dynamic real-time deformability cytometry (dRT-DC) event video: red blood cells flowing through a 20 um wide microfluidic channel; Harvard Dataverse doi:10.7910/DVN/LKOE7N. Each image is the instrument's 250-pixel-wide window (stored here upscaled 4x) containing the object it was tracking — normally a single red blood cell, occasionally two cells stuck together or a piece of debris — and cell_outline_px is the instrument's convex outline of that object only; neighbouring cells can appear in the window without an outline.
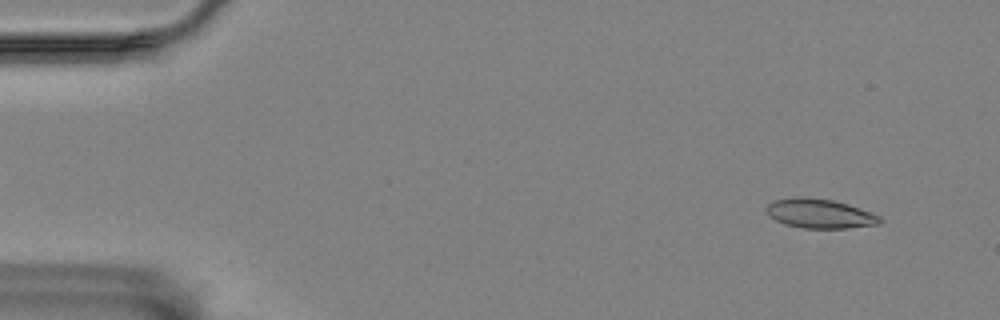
{"species": "Egyptian fruit bat (a non-hibernating species)", "species_latin": "Rousettus aegyptiacus", "temperature_condition": "room temperature", "stored_images_in_passage": 56, "camera_frame_rate_fps": 3000, "um_per_image_px": 0.085, "animal": {"sex": "female"}, "frame": {"image": 1, "passage_image": 4, "time_ms": 1.0, "image_size_px": [1000, 320], "cell_outline_px": [[880, 224], [848, 228], [804, 228], [784, 224], [768, 216], [768, 204], [776, 200], [792, 196], [800, 196], [832, 200], [848, 204], [872, 212], [880, 216]], "centroid_in_image_um": [69.69, 18.15], "position_along_channel_um": 15.3, "area_um2": 19.36}}
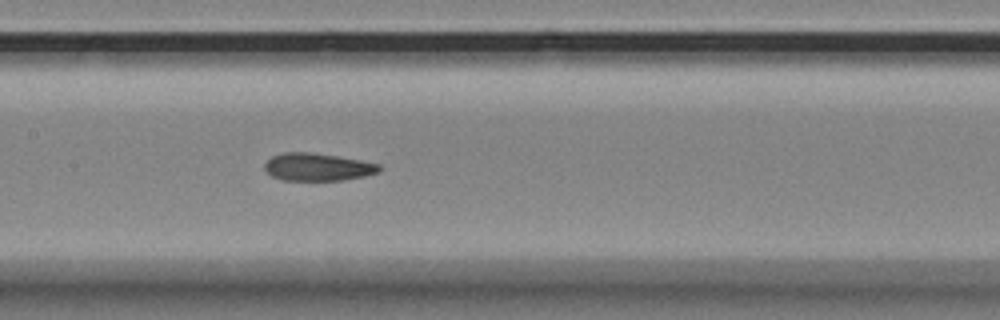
{"frame": {"image": 2, "passage_image": 27, "time_ms": 8.667, "image_size_px": [1000, 320], "cell_outline_px": [[380, 172], [364, 176], [344, 180], [280, 180], [272, 176], [264, 168], [264, 164], [272, 156], [284, 152], [312, 152], [360, 160], [380, 164]], "centroid_in_image_um": [26.99, 14.19], "position_along_channel_um": 180.4, "area_um2": 18.44}}
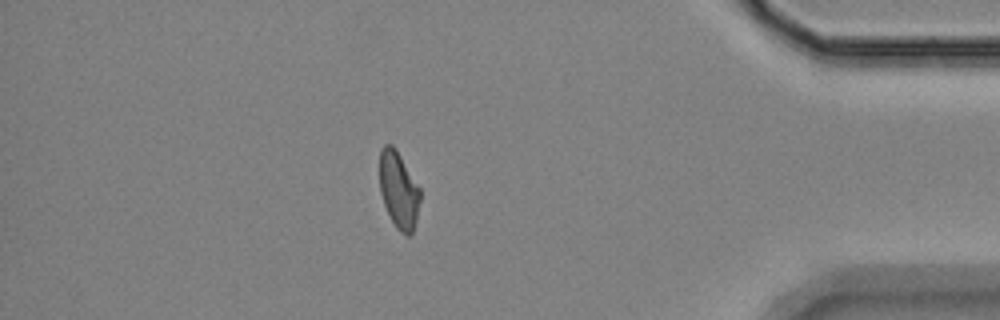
{"frame": {"image": 3, "passage_image": 49, "time_ms": 16.0, "image_size_px": [1000, 320], "cell_outline_px": [[420, 200], [416, 220], [412, 232], [408, 236], [400, 232], [396, 228], [384, 204], [380, 192], [380, 148], [384, 144], [392, 144], [396, 148], [420, 188]], "centroid_in_image_um": [33.88, 16.12], "position_along_channel_um": 401.3, "area_um2": 18.09}, "authors_computed_cell_mechanics": {"area_um2": 19.1318, "velocity_mm_per_s": 3.5059, "shape_relaxation_time_tau1_ms": null, "shape_relaxation_time_tau2_ms": 2.4201, "deformation_change_tau1": null, "deformation_change_tau2": 0.0934}}